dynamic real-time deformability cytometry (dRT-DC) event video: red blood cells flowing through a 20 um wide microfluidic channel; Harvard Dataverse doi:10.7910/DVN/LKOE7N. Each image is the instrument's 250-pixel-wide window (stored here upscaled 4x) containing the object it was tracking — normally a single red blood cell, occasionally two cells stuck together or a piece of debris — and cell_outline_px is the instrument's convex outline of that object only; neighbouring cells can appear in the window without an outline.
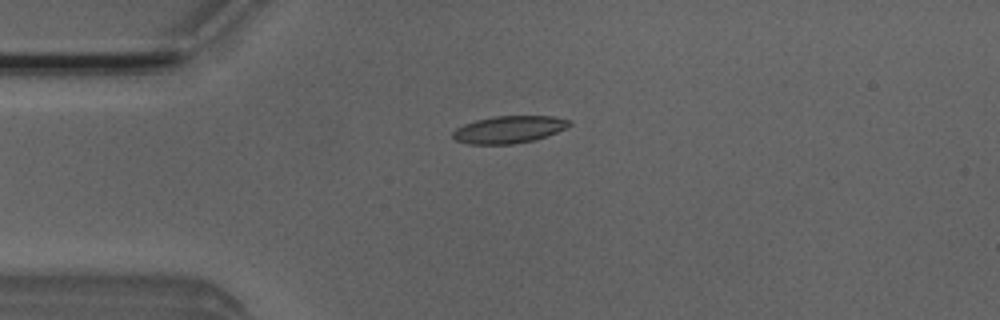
{"species": "Egyptian fruit bat (a non-hibernating species)", "species_latin": "Rousettus aegyptiacus", "temperature_condition": "room temperature", "stored_images_in_passage": 40, "camera_frame_rate_fps": 3000, "um_per_image_px": 0.085, "animal": {"sex": "male"}, "frame": {"image": 1, "passage_image": 2, "time_ms": 0.333, "image_size_px": [1000, 320], "cell_outline_px": [[572, 124], [556, 132], [532, 140], [512, 144], [468, 144], [456, 140], [452, 136], [452, 132], [456, 128], [464, 124], [476, 120], [496, 116], [552, 116], [568, 120]], "centroid_in_image_um": [43.21, 11.0], "position_along_channel_um": 41.8, "area_um2": 18.21}}
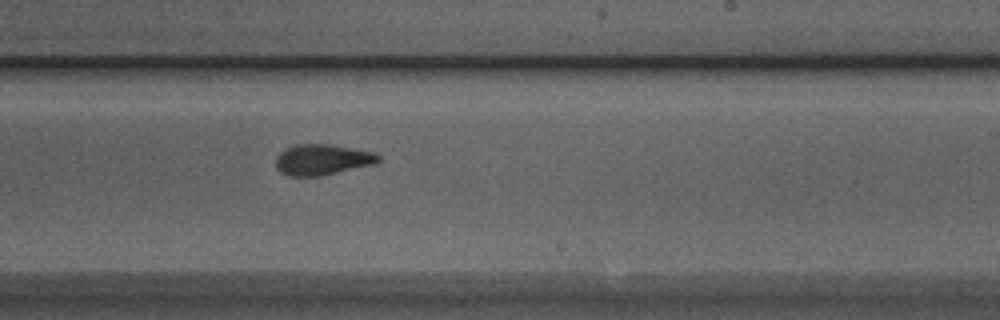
{"frame": {"image": 2, "passage_image": 20, "time_ms": 6.333, "image_size_px": [1000, 320], "cell_outline_px": [[380, 160], [376, 164], [320, 176], [288, 176], [280, 172], [276, 168], [276, 156], [280, 152], [288, 148], [300, 144], [332, 144], [372, 152], [380, 156]], "centroid_in_image_um": [27.4, 13.58], "position_along_channel_um": 261.6, "area_um2": 18.38}}
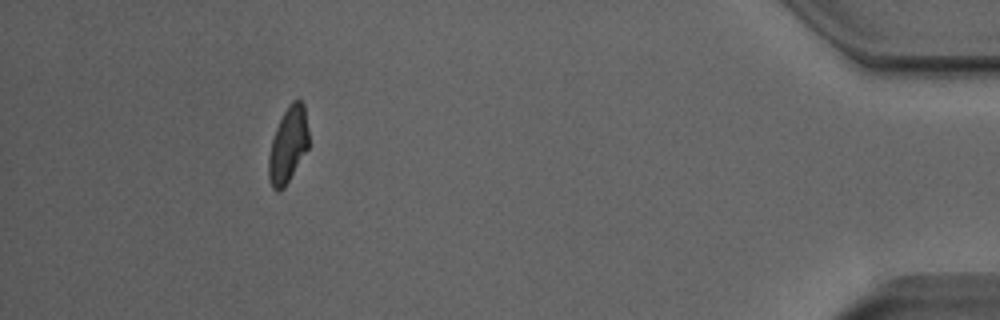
{"frame": {"image": 3, "passage_image": 36, "time_ms": 11.667, "image_size_px": [1000, 320], "cell_outline_px": [[308, 148], [284, 188], [276, 192], [272, 188], [268, 176], [268, 156], [272, 140], [276, 128], [288, 104], [292, 100], [300, 100], [304, 104], [308, 128]], "centroid_in_image_um": [24.48, 12.32], "position_along_channel_um": 410.7, "area_um2": 17.63}, "authors_computed_cell_mechanics": {"area_um2": 18.5827, "velocity_mm_per_s": 4.0214, "shape_relaxation_time_tau1_ms": 3.3885, "shape_relaxation_time_tau2_ms": 2.2925, "deformation_change_tau1": 0.1501, "deformation_change_tau2": 0.0907}}